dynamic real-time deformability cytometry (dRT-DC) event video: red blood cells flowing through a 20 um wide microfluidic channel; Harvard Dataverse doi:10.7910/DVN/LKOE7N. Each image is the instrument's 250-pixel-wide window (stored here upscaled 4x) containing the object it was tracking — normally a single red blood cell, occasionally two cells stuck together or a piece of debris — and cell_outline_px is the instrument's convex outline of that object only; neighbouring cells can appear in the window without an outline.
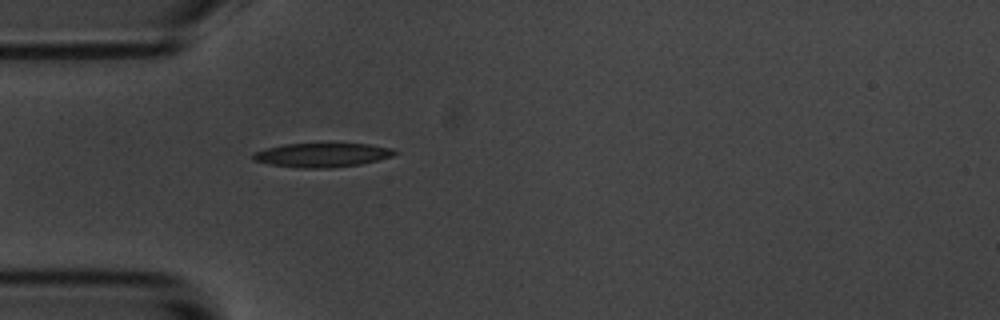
{"species": "common noctule bat (a hibernating species)", "species_latin": "Nyctalus noctula", "temperature_condition": "room temperature", "stored_images_in_passage": 2, "camera_frame_rate_fps": 3000, "um_per_image_px": 0.085, "animal": {"sex": "male", "body_mass_g": 20.1, "forearm_length_mm": 53.5}, "frame": {"image": 1, "passage_image": 2, "time_ms": 2.0, "image_size_px": [1000, 320], "cell_outline_px": [[400, 152], [392, 156], [360, 164], [328, 168], [300, 168], [268, 164], [252, 160], [252, 152], [284, 144], [368, 144], [392, 148]], "centroid_in_image_um": [27.35, 13.18], "position_along_channel_um": 57.6, "area_um2": 19.77}}